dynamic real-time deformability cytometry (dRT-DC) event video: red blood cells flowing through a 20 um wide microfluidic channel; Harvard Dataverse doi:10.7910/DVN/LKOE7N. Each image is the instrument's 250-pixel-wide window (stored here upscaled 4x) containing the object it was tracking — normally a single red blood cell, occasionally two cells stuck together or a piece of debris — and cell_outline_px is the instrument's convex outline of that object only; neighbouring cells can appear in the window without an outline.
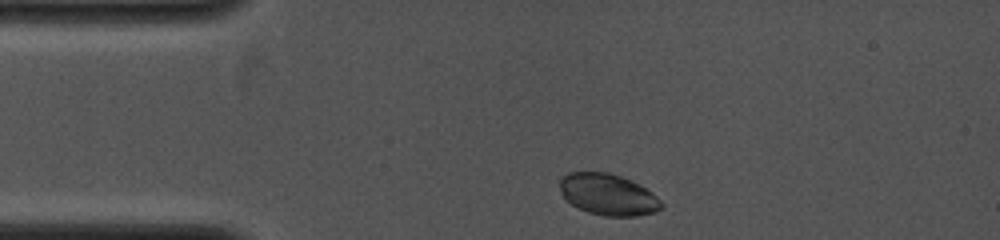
{"species": "common noctule bat (a hibernating species)", "species_latin": "Nyctalus noctula", "temperature_condition": "cold", "stored_images_in_passage": 47, "camera_frame_rate_fps": 4000, "um_per_image_px": 0.085, "animal": {"sex": "female", "body_mass_g": 19.0, "forearm_length_mm": 53.3}, "frame": {"image": 1, "passage_image": 1, "time_ms": 0.0, "image_size_px": [1000, 240], "cell_outline_px": [[664, 208], [656, 212], [636, 216], [604, 216], [588, 212], [572, 204], [560, 192], [560, 176], [568, 172], [608, 172], [632, 180], [640, 184], [652, 192], [664, 204]], "centroid_in_image_um": [51.71, 16.53], "position_along_channel_um": 33.3, "area_um2": 24.68}}
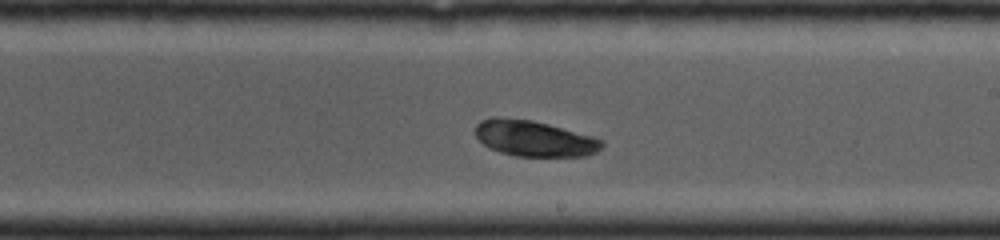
{"frame": {"image": 2, "passage_image": 28, "time_ms": 5.75, "image_size_px": [1000, 240], "cell_outline_px": [[604, 144], [596, 152], [584, 156], [516, 156], [500, 152], [488, 148], [476, 136], [476, 124], [480, 120], [492, 116], [500, 116], [532, 120], [548, 124], [592, 136], [604, 140]], "centroid_in_image_um": [45.38, 11.75], "position_along_channel_um": 243.6, "area_um2": 26.53}}
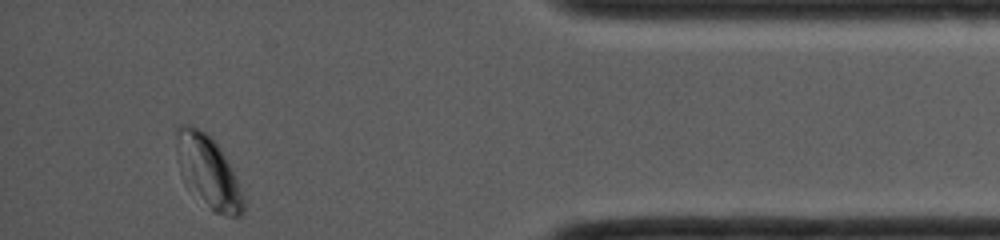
{"frame": {"image": 3, "passage_image": 47, "time_ms": 10.5, "image_size_px": [1000, 240], "cell_outline_px": [[244, 212], [240, 216], [228, 216], [212, 212], [180, 172], [176, 152], [176, 128], [180, 124], [192, 124], [204, 132], [220, 148], [244, 196]], "centroid_in_image_um": [17.69, 14.57], "position_along_channel_um": 417.5, "area_um2": 27.22}}